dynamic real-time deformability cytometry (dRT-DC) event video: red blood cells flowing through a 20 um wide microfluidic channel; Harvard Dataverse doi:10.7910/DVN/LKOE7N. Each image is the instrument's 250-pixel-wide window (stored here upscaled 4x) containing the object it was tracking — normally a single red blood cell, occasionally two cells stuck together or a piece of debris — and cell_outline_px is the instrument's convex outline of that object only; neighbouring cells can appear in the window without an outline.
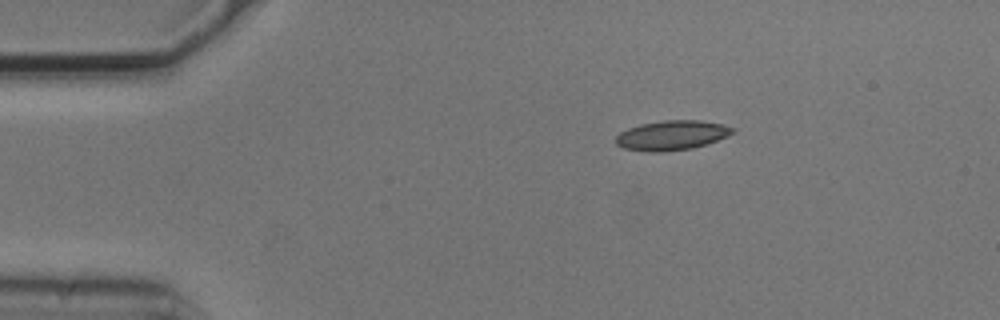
{"species": "common noctule bat (a hibernating species)", "species_latin": "Nyctalus noctula", "temperature_condition": "cold", "stored_images_in_passage": 2, "camera_frame_rate_fps": 3000, "um_per_image_px": 0.085, "animal": {"sex": "male", "body_mass_g": 20.5, "forearm_length_mm": 52.5}, "frame": {"image": 1, "passage_image": 1, "time_ms": 0.0, "image_size_px": [1000, 320], "cell_outline_px": [[736, 132], [728, 136], [708, 144], [692, 148], [660, 152], [652, 152], [624, 148], [616, 144], [616, 136], [620, 132], [628, 128], [640, 124], [664, 120], [700, 120], [720, 124], [736, 128]], "centroid_in_image_um": [57.13, 11.5], "position_along_channel_um": 27.9, "area_um2": 20.23}}
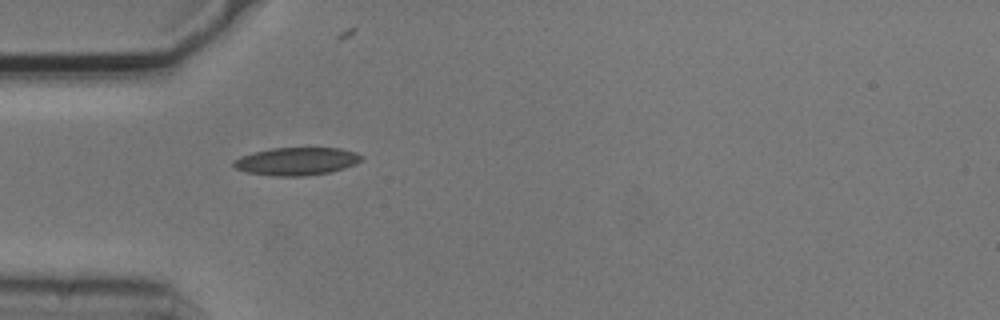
{"frame": {"image": 2, "passage_image": 2, "time_ms": 0.333, "image_size_px": [1000, 320], "cell_outline_px": [[364, 160], [356, 164], [344, 168], [328, 172], [308, 176], [276, 176], [248, 172], [236, 168], [232, 164], [232, 160], [240, 156], [272, 148], [340, 148], [356, 152], [364, 156]], "centroid_in_image_um": [25.25, 13.71], "position_along_channel_um": 59.7, "area_um2": 20.75}}